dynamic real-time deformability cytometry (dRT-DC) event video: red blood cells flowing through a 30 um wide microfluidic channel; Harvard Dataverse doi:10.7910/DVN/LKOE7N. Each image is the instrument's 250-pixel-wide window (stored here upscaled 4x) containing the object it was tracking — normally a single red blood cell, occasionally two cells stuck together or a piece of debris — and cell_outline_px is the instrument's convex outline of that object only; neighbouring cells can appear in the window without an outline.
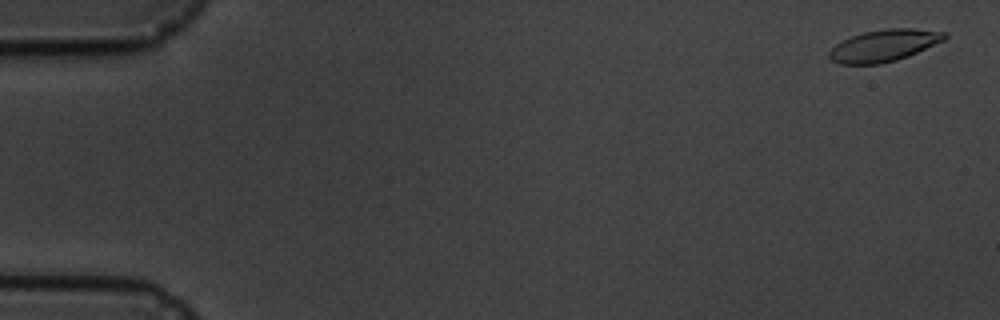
{"species": "common noctule bat (a hibernating species)", "species_latin": "Nyctalus noctula", "temperature_condition": "cold", "stored_images_in_passage": 7, "camera_frame_rate_fps": 3000, "um_per_image_px": 0.085, "animal": {"sex": "male", "body_mass_g": 19.5, "forearm_length_mm": 54.6}, "frame": {"image": 1, "passage_image": 1, "time_ms": 0.0, "image_size_px": [1000, 320], "cell_outline_px": [[948, 36], [944, 40], [908, 56], [896, 60], [880, 64], [840, 64], [832, 60], [828, 56], [828, 52], [836, 44], [852, 36], [864, 32], [888, 28], [912, 28], [948, 32]], "centroid_in_image_um": [75.15, 3.87], "position_along_channel_um": 9.8, "area_um2": 21.33}}
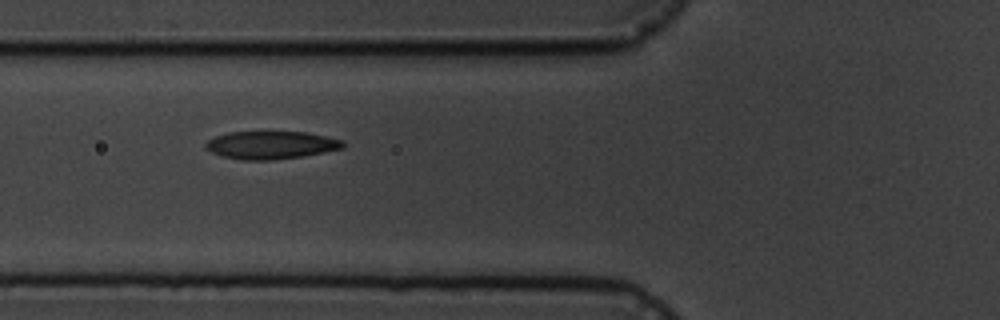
{"frame": {"image": 2, "passage_image": 6, "time_ms": 6.667, "image_size_px": [1000, 320], "cell_outline_px": [[344, 148], [304, 156], [272, 160], [244, 160], [224, 156], [212, 152], [204, 148], [204, 144], [208, 140], [216, 136], [228, 132], [308, 132], [328, 136], [344, 140]], "centroid_in_image_um": [23.07, 12.32], "position_along_channel_um": 102.7, "area_um2": 22.37}}
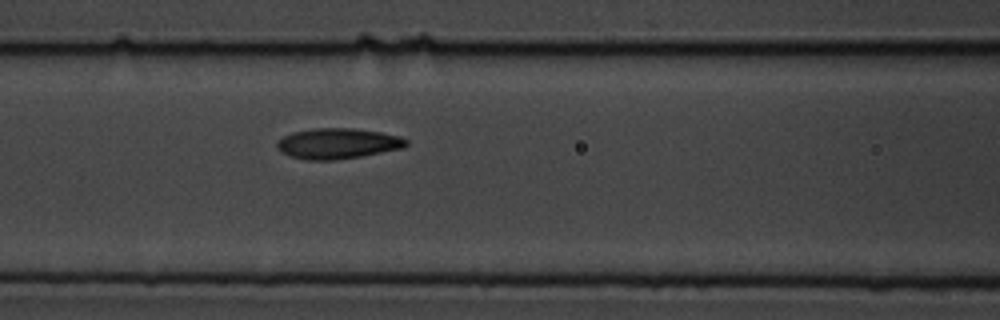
{"frame": {"image": 3, "passage_image": 7, "time_ms": 7.667, "image_size_px": [1000, 320], "cell_outline_px": [[408, 144], [404, 148], [360, 156], [336, 160], [308, 160], [292, 156], [280, 152], [276, 148], [276, 144], [284, 136], [292, 132], [316, 128], [352, 128], [380, 132], [400, 136], [408, 140]], "centroid_in_image_um": [28.72, 12.2], "position_along_channel_um": 137.9, "area_um2": 22.95}}